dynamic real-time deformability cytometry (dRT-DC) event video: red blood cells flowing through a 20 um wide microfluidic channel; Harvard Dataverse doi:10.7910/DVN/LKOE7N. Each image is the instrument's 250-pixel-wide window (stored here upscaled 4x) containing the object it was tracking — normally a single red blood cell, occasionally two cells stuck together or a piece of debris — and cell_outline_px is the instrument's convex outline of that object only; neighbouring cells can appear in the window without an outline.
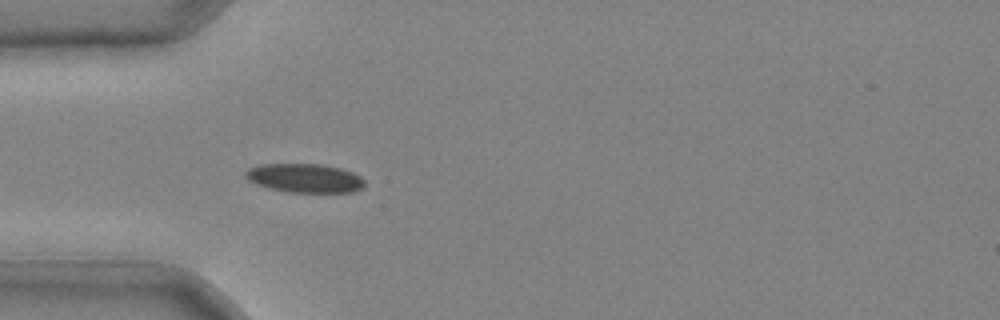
{"species": "common noctule bat (a hibernating species)", "species_latin": "Nyctalus noctula", "temperature_condition": "cold", "stored_images_in_passage": 30, "camera_frame_rate_fps": 3000, "um_per_image_px": 0.085, "animal": {"sex": "male", "body_mass_g": 20.4}, "frame": {"image": 1, "passage_image": 1, "time_ms": 0.0, "image_size_px": [1000, 320], "cell_outline_px": [[364, 184], [360, 188], [352, 192], [288, 192], [268, 188], [256, 184], [248, 180], [244, 176], [244, 172], [248, 168], [260, 164], [320, 164], [340, 168], [352, 172], [360, 176], [364, 180]], "centroid_in_image_um": [25.85, 15.13], "position_along_channel_um": 59.1, "area_um2": 20.06}}
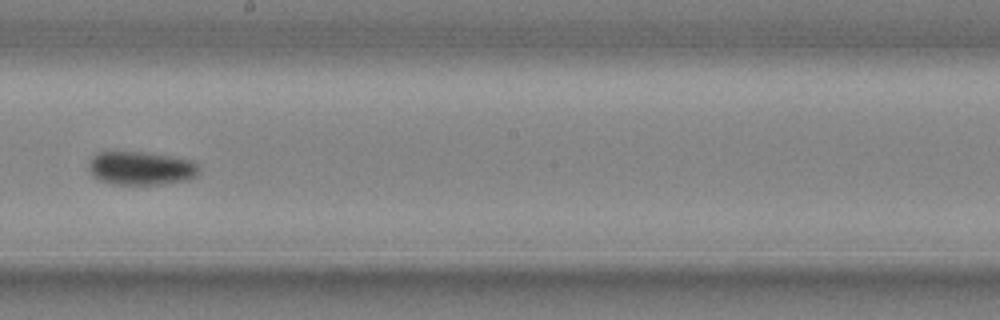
{"frame": {"image": 2, "passage_image": 13, "time_ms": 4.0, "image_size_px": [1000, 320], "cell_outline_px": [[200, 168], [196, 176], [188, 180], [156, 184], [108, 184], [92, 176], [88, 168], [88, 164], [92, 156], [96, 152], [148, 152], [172, 156], [192, 160]], "centroid_in_image_um": [11.96, 14.29], "position_along_channel_um": 236.2, "area_um2": 21.73}}
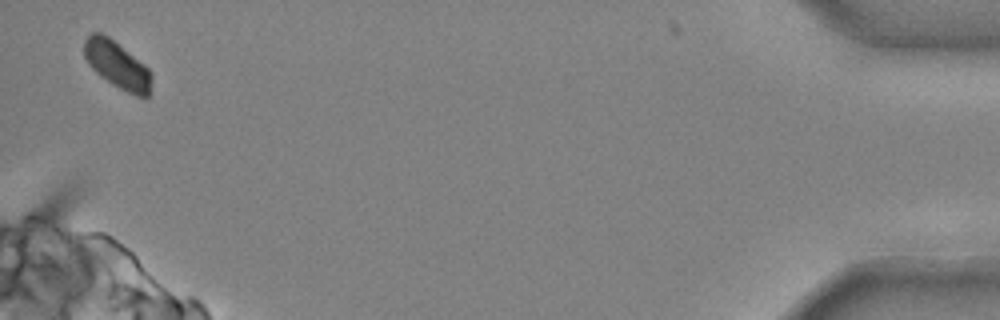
{"frame": {"image": 3, "passage_image": 30, "time_ms": 9.667, "image_size_px": [1000, 320], "cell_outline_px": [[152, 76], [148, 96], [136, 96], [120, 88], [100, 76], [88, 64], [84, 56], [84, 40], [92, 32], [100, 32], [108, 36], [144, 64], [152, 72]], "centroid_in_image_um": [9.94, 5.49], "position_along_channel_um": 425.3, "area_um2": 18.26}}